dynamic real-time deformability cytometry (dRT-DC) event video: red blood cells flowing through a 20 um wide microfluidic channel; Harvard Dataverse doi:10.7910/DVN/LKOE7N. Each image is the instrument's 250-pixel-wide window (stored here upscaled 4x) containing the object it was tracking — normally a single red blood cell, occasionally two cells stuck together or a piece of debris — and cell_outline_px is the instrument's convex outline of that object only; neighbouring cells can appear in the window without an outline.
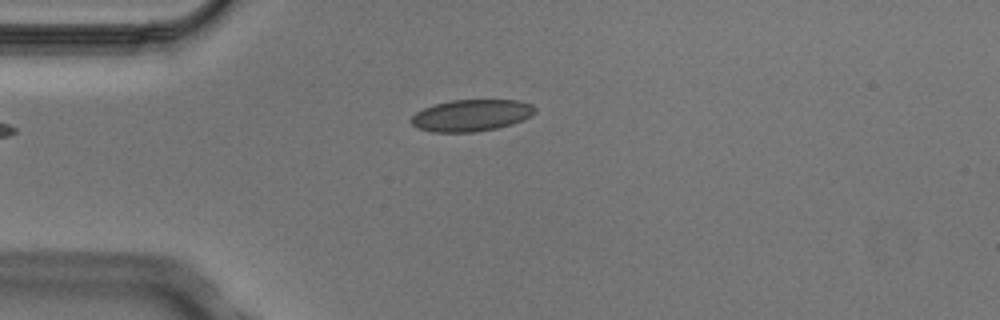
{"species": "Egyptian fruit bat (a non-hibernating species)", "species_latin": "Rousettus aegyptiacus", "temperature_condition": "cold", "stored_images_in_passage": 6, "camera_frame_rate_fps": 3000, "um_per_image_px": 0.085, "animal": {"sex": "male"}, "frame": {"image": 1, "passage_image": 6, "time_ms": 1.667, "image_size_px": [1000, 320], "cell_outline_px": [[536, 112], [524, 120], [512, 124], [496, 128], [476, 132], [432, 132], [416, 128], [408, 120], [416, 112], [424, 108], [436, 104], [452, 100], [520, 100], [532, 104], [536, 108]], "centroid_in_image_um": [40.07, 9.81], "position_along_channel_um": 44.9, "area_um2": 23.06}}